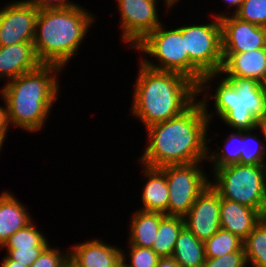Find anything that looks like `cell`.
I'll return each mask as SVG.
<instances>
[{
  "instance_id": "26",
  "label": "cell",
  "mask_w": 266,
  "mask_h": 267,
  "mask_svg": "<svg viewBox=\"0 0 266 267\" xmlns=\"http://www.w3.org/2000/svg\"><path fill=\"white\" fill-rule=\"evenodd\" d=\"M48 237L38 228L34 219L24 228L11 235L1 249H31L32 247H48Z\"/></svg>"
},
{
  "instance_id": "30",
  "label": "cell",
  "mask_w": 266,
  "mask_h": 267,
  "mask_svg": "<svg viewBox=\"0 0 266 267\" xmlns=\"http://www.w3.org/2000/svg\"><path fill=\"white\" fill-rule=\"evenodd\" d=\"M52 247L49 245L30 267H70L69 248Z\"/></svg>"
},
{
  "instance_id": "41",
  "label": "cell",
  "mask_w": 266,
  "mask_h": 267,
  "mask_svg": "<svg viewBox=\"0 0 266 267\" xmlns=\"http://www.w3.org/2000/svg\"><path fill=\"white\" fill-rule=\"evenodd\" d=\"M119 267H130V266H128V265L121 259V261H120V263H119Z\"/></svg>"
},
{
  "instance_id": "15",
  "label": "cell",
  "mask_w": 266,
  "mask_h": 267,
  "mask_svg": "<svg viewBox=\"0 0 266 267\" xmlns=\"http://www.w3.org/2000/svg\"><path fill=\"white\" fill-rule=\"evenodd\" d=\"M266 71V48L242 53H223L220 71L225 78H252L261 81Z\"/></svg>"
},
{
  "instance_id": "32",
  "label": "cell",
  "mask_w": 266,
  "mask_h": 267,
  "mask_svg": "<svg viewBox=\"0 0 266 267\" xmlns=\"http://www.w3.org/2000/svg\"><path fill=\"white\" fill-rule=\"evenodd\" d=\"M47 247H32L31 249H5L6 256L26 267H30Z\"/></svg>"
},
{
  "instance_id": "6",
  "label": "cell",
  "mask_w": 266,
  "mask_h": 267,
  "mask_svg": "<svg viewBox=\"0 0 266 267\" xmlns=\"http://www.w3.org/2000/svg\"><path fill=\"white\" fill-rule=\"evenodd\" d=\"M210 185L221 198L258 210L266 217V165L210 168Z\"/></svg>"
},
{
  "instance_id": "42",
  "label": "cell",
  "mask_w": 266,
  "mask_h": 267,
  "mask_svg": "<svg viewBox=\"0 0 266 267\" xmlns=\"http://www.w3.org/2000/svg\"><path fill=\"white\" fill-rule=\"evenodd\" d=\"M4 141L0 138V154L3 151Z\"/></svg>"
},
{
  "instance_id": "36",
  "label": "cell",
  "mask_w": 266,
  "mask_h": 267,
  "mask_svg": "<svg viewBox=\"0 0 266 267\" xmlns=\"http://www.w3.org/2000/svg\"><path fill=\"white\" fill-rule=\"evenodd\" d=\"M1 259L0 267H26L17 261L10 260L6 255Z\"/></svg>"
},
{
  "instance_id": "9",
  "label": "cell",
  "mask_w": 266,
  "mask_h": 267,
  "mask_svg": "<svg viewBox=\"0 0 266 267\" xmlns=\"http://www.w3.org/2000/svg\"><path fill=\"white\" fill-rule=\"evenodd\" d=\"M199 161L190 164L167 165L160 169L165 173L169 189L167 216L184 217L191 209L198 195L210 183V176Z\"/></svg>"
},
{
  "instance_id": "22",
  "label": "cell",
  "mask_w": 266,
  "mask_h": 267,
  "mask_svg": "<svg viewBox=\"0 0 266 267\" xmlns=\"http://www.w3.org/2000/svg\"><path fill=\"white\" fill-rule=\"evenodd\" d=\"M229 132L224 136V140H221L223 145H217L216 150L211 147L212 145H208L207 161L210 163V168H222L240 162L242 130H230Z\"/></svg>"
},
{
  "instance_id": "5",
  "label": "cell",
  "mask_w": 266,
  "mask_h": 267,
  "mask_svg": "<svg viewBox=\"0 0 266 267\" xmlns=\"http://www.w3.org/2000/svg\"><path fill=\"white\" fill-rule=\"evenodd\" d=\"M96 18L95 13L80 5L39 10L33 39L38 61L66 69L72 58L79 54Z\"/></svg>"
},
{
  "instance_id": "8",
  "label": "cell",
  "mask_w": 266,
  "mask_h": 267,
  "mask_svg": "<svg viewBox=\"0 0 266 267\" xmlns=\"http://www.w3.org/2000/svg\"><path fill=\"white\" fill-rule=\"evenodd\" d=\"M172 28L171 26L168 29L162 23L132 50L140 54L139 61L145 66L155 70L180 73L191 80V60L185 52V38H182V32L177 27Z\"/></svg>"
},
{
  "instance_id": "25",
  "label": "cell",
  "mask_w": 266,
  "mask_h": 267,
  "mask_svg": "<svg viewBox=\"0 0 266 267\" xmlns=\"http://www.w3.org/2000/svg\"><path fill=\"white\" fill-rule=\"evenodd\" d=\"M243 247L247 263L266 267V217L249 233Z\"/></svg>"
},
{
  "instance_id": "3",
  "label": "cell",
  "mask_w": 266,
  "mask_h": 267,
  "mask_svg": "<svg viewBox=\"0 0 266 267\" xmlns=\"http://www.w3.org/2000/svg\"><path fill=\"white\" fill-rule=\"evenodd\" d=\"M138 63L129 113L144 129L180 115L197 100L198 86L188 77Z\"/></svg>"
},
{
  "instance_id": "38",
  "label": "cell",
  "mask_w": 266,
  "mask_h": 267,
  "mask_svg": "<svg viewBox=\"0 0 266 267\" xmlns=\"http://www.w3.org/2000/svg\"><path fill=\"white\" fill-rule=\"evenodd\" d=\"M260 86L262 90L264 91V93L266 94V71H265L263 79L260 81Z\"/></svg>"
},
{
  "instance_id": "10",
  "label": "cell",
  "mask_w": 266,
  "mask_h": 267,
  "mask_svg": "<svg viewBox=\"0 0 266 267\" xmlns=\"http://www.w3.org/2000/svg\"><path fill=\"white\" fill-rule=\"evenodd\" d=\"M119 13L120 40L132 49L147 34L154 31L163 22L157 12L162 2L166 13L174 8L167 0H116Z\"/></svg>"
},
{
  "instance_id": "19",
  "label": "cell",
  "mask_w": 266,
  "mask_h": 267,
  "mask_svg": "<svg viewBox=\"0 0 266 267\" xmlns=\"http://www.w3.org/2000/svg\"><path fill=\"white\" fill-rule=\"evenodd\" d=\"M27 209L12 191L6 189L0 193V250L11 235L33 220Z\"/></svg>"
},
{
  "instance_id": "34",
  "label": "cell",
  "mask_w": 266,
  "mask_h": 267,
  "mask_svg": "<svg viewBox=\"0 0 266 267\" xmlns=\"http://www.w3.org/2000/svg\"><path fill=\"white\" fill-rule=\"evenodd\" d=\"M0 99L3 100V104H0V138L6 142V138H8V132H10L9 130H11L9 123H8V114H7V107H6V103L3 99V97L0 95Z\"/></svg>"
},
{
  "instance_id": "18",
  "label": "cell",
  "mask_w": 266,
  "mask_h": 267,
  "mask_svg": "<svg viewBox=\"0 0 266 267\" xmlns=\"http://www.w3.org/2000/svg\"><path fill=\"white\" fill-rule=\"evenodd\" d=\"M145 180L140 202L142 207H138L144 212H161L165 213L169 203V189L166 182L165 173L160 168L148 167L143 164L139 165Z\"/></svg>"
},
{
  "instance_id": "14",
  "label": "cell",
  "mask_w": 266,
  "mask_h": 267,
  "mask_svg": "<svg viewBox=\"0 0 266 267\" xmlns=\"http://www.w3.org/2000/svg\"><path fill=\"white\" fill-rule=\"evenodd\" d=\"M122 249L110 245L102 238H90L69 246L70 267H117L121 261Z\"/></svg>"
},
{
  "instance_id": "29",
  "label": "cell",
  "mask_w": 266,
  "mask_h": 267,
  "mask_svg": "<svg viewBox=\"0 0 266 267\" xmlns=\"http://www.w3.org/2000/svg\"><path fill=\"white\" fill-rule=\"evenodd\" d=\"M233 15L240 20L266 27V0H243Z\"/></svg>"
},
{
  "instance_id": "31",
  "label": "cell",
  "mask_w": 266,
  "mask_h": 267,
  "mask_svg": "<svg viewBox=\"0 0 266 267\" xmlns=\"http://www.w3.org/2000/svg\"><path fill=\"white\" fill-rule=\"evenodd\" d=\"M247 263L244 247L221 257L206 258L202 267H243Z\"/></svg>"
},
{
  "instance_id": "43",
  "label": "cell",
  "mask_w": 266,
  "mask_h": 267,
  "mask_svg": "<svg viewBox=\"0 0 266 267\" xmlns=\"http://www.w3.org/2000/svg\"><path fill=\"white\" fill-rule=\"evenodd\" d=\"M243 267H257V266H254V265H252L250 263H246Z\"/></svg>"
},
{
  "instance_id": "27",
  "label": "cell",
  "mask_w": 266,
  "mask_h": 267,
  "mask_svg": "<svg viewBox=\"0 0 266 267\" xmlns=\"http://www.w3.org/2000/svg\"><path fill=\"white\" fill-rule=\"evenodd\" d=\"M203 243L206 258L221 257L243 248V240L241 238L223 229H219Z\"/></svg>"
},
{
  "instance_id": "2",
  "label": "cell",
  "mask_w": 266,
  "mask_h": 267,
  "mask_svg": "<svg viewBox=\"0 0 266 267\" xmlns=\"http://www.w3.org/2000/svg\"><path fill=\"white\" fill-rule=\"evenodd\" d=\"M63 71L54 64H40L35 70L2 84L0 95L6 103L11 128L32 134L43 131L52 107L59 100L62 87L59 74Z\"/></svg>"
},
{
  "instance_id": "39",
  "label": "cell",
  "mask_w": 266,
  "mask_h": 267,
  "mask_svg": "<svg viewBox=\"0 0 266 267\" xmlns=\"http://www.w3.org/2000/svg\"><path fill=\"white\" fill-rule=\"evenodd\" d=\"M260 126L262 127L264 133H265V137H266V115L264 116V118L260 121Z\"/></svg>"
},
{
  "instance_id": "23",
  "label": "cell",
  "mask_w": 266,
  "mask_h": 267,
  "mask_svg": "<svg viewBox=\"0 0 266 267\" xmlns=\"http://www.w3.org/2000/svg\"><path fill=\"white\" fill-rule=\"evenodd\" d=\"M185 227L184 217L165 215L160 220L152 249L161 257H172L175 243Z\"/></svg>"
},
{
  "instance_id": "40",
  "label": "cell",
  "mask_w": 266,
  "mask_h": 267,
  "mask_svg": "<svg viewBox=\"0 0 266 267\" xmlns=\"http://www.w3.org/2000/svg\"><path fill=\"white\" fill-rule=\"evenodd\" d=\"M172 6H175L178 5V3L181 1V0H167Z\"/></svg>"
},
{
  "instance_id": "12",
  "label": "cell",
  "mask_w": 266,
  "mask_h": 267,
  "mask_svg": "<svg viewBox=\"0 0 266 267\" xmlns=\"http://www.w3.org/2000/svg\"><path fill=\"white\" fill-rule=\"evenodd\" d=\"M210 14L220 19L223 53H242L266 48V27L240 20L225 8L221 13Z\"/></svg>"
},
{
  "instance_id": "1",
  "label": "cell",
  "mask_w": 266,
  "mask_h": 267,
  "mask_svg": "<svg viewBox=\"0 0 266 267\" xmlns=\"http://www.w3.org/2000/svg\"><path fill=\"white\" fill-rule=\"evenodd\" d=\"M210 122L202 103L197 99L180 115L145 129L147 146L137 159L138 164L161 168L167 165L207 161Z\"/></svg>"
},
{
  "instance_id": "17",
  "label": "cell",
  "mask_w": 266,
  "mask_h": 267,
  "mask_svg": "<svg viewBox=\"0 0 266 267\" xmlns=\"http://www.w3.org/2000/svg\"><path fill=\"white\" fill-rule=\"evenodd\" d=\"M40 64L33 43L0 46V80H5V83L35 70Z\"/></svg>"
},
{
  "instance_id": "33",
  "label": "cell",
  "mask_w": 266,
  "mask_h": 267,
  "mask_svg": "<svg viewBox=\"0 0 266 267\" xmlns=\"http://www.w3.org/2000/svg\"><path fill=\"white\" fill-rule=\"evenodd\" d=\"M38 10L76 7L80 4L70 0H24Z\"/></svg>"
},
{
  "instance_id": "24",
  "label": "cell",
  "mask_w": 266,
  "mask_h": 267,
  "mask_svg": "<svg viewBox=\"0 0 266 267\" xmlns=\"http://www.w3.org/2000/svg\"><path fill=\"white\" fill-rule=\"evenodd\" d=\"M239 164L266 165V137L260 125L251 130H242Z\"/></svg>"
},
{
  "instance_id": "28",
  "label": "cell",
  "mask_w": 266,
  "mask_h": 267,
  "mask_svg": "<svg viewBox=\"0 0 266 267\" xmlns=\"http://www.w3.org/2000/svg\"><path fill=\"white\" fill-rule=\"evenodd\" d=\"M126 248L128 249L121 250V259L130 267H156L161 258L152 248L134 245H128Z\"/></svg>"
},
{
  "instance_id": "35",
  "label": "cell",
  "mask_w": 266,
  "mask_h": 267,
  "mask_svg": "<svg viewBox=\"0 0 266 267\" xmlns=\"http://www.w3.org/2000/svg\"><path fill=\"white\" fill-rule=\"evenodd\" d=\"M156 267H180V266L172 257H163L158 260Z\"/></svg>"
},
{
  "instance_id": "37",
  "label": "cell",
  "mask_w": 266,
  "mask_h": 267,
  "mask_svg": "<svg viewBox=\"0 0 266 267\" xmlns=\"http://www.w3.org/2000/svg\"><path fill=\"white\" fill-rule=\"evenodd\" d=\"M225 3V6L229 9H232V14L235 13V11L241 6L243 0H222Z\"/></svg>"
},
{
  "instance_id": "11",
  "label": "cell",
  "mask_w": 266,
  "mask_h": 267,
  "mask_svg": "<svg viewBox=\"0 0 266 267\" xmlns=\"http://www.w3.org/2000/svg\"><path fill=\"white\" fill-rule=\"evenodd\" d=\"M4 5L0 8V46L33 43L39 10L24 0Z\"/></svg>"
},
{
  "instance_id": "7",
  "label": "cell",
  "mask_w": 266,
  "mask_h": 267,
  "mask_svg": "<svg viewBox=\"0 0 266 267\" xmlns=\"http://www.w3.org/2000/svg\"><path fill=\"white\" fill-rule=\"evenodd\" d=\"M210 16L208 23L177 26L191 60V80L197 85L204 75L220 73L223 65L221 22L218 17Z\"/></svg>"
},
{
  "instance_id": "21",
  "label": "cell",
  "mask_w": 266,
  "mask_h": 267,
  "mask_svg": "<svg viewBox=\"0 0 266 267\" xmlns=\"http://www.w3.org/2000/svg\"><path fill=\"white\" fill-rule=\"evenodd\" d=\"M172 258L180 267H202L206 259L203 241L185 226L177 238Z\"/></svg>"
},
{
  "instance_id": "16",
  "label": "cell",
  "mask_w": 266,
  "mask_h": 267,
  "mask_svg": "<svg viewBox=\"0 0 266 267\" xmlns=\"http://www.w3.org/2000/svg\"><path fill=\"white\" fill-rule=\"evenodd\" d=\"M263 218L264 216L254 208L221 198V229L229 231L243 241Z\"/></svg>"
},
{
  "instance_id": "13",
  "label": "cell",
  "mask_w": 266,
  "mask_h": 267,
  "mask_svg": "<svg viewBox=\"0 0 266 267\" xmlns=\"http://www.w3.org/2000/svg\"><path fill=\"white\" fill-rule=\"evenodd\" d=\"M220 204L219 193L208 184L184 216L185 226L198 240L204 242L221 229Z\"/></svg>"
},
{
  "instance_id": "4",
  "label": "cell",
  "mask_w": 266,
  "mask_h": 267,
  "mask_svg": "<svg viewBox=\"0 0 266 267\" xmlns=\"http://www.w3.org/2000/svg\"><path fill=\"white\" fill-rule=\"evenodd\" d=\"M217 78L220 79L217 86L212 85L215 80L218 81ZM197 86V96H202L197 99L202 103L210 124L216 115V119H221L231 130H251L259 126L266 115V94L255 79L206 74ZM209 101L213 102L214 112L208 110Z\"/></svg>"
},
{
  "instance_id": "20",
  "label": "cell",
  "mask_w": 266,
  "mask_h": 267,
  "mask_svg": "<svg viewBox=\"0 0 266 267\" xmlns=\"http://www.w3.org/2000/svg\"><path fill=\"white\" fill-rule=\"evenodd\" d=\"M165 216L161 212H144L136 210L132 212L129 220L128 244L140 247L152 248L157 235L160 220Z\"/></svg>"
}]
</instances>
